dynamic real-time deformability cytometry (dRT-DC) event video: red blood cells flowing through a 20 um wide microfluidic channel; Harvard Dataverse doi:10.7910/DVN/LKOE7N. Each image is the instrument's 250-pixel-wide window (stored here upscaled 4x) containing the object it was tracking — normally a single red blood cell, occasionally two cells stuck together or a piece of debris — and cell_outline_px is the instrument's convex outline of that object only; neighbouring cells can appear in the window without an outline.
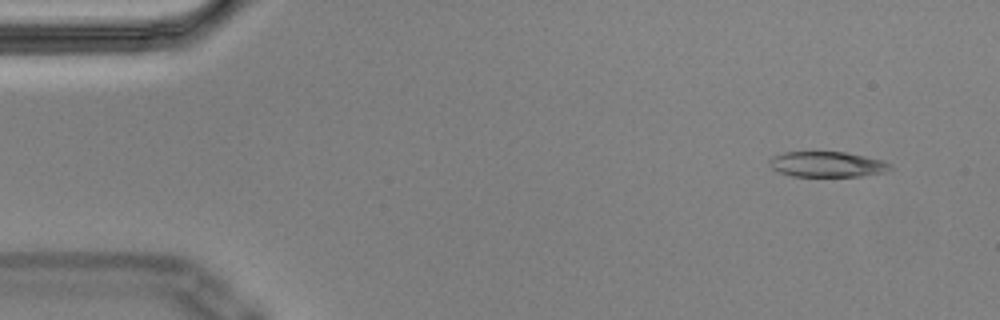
{"species": "Egyptian fruit bat (a non-hibernating species)", "species_latin": "Rousettus aegyptiacus", "temperature_condition": "cold", "stored_images_in_passage": 55, "camera_frame_rate_fps": 3000, "um_per_image_px": 0.085, "animal": {"sex": "male"}, "frame": {"image": 1, "passage_image": 4, "time_ms": 1.0, "image_size_px": [1000, 320], "cell_outline_px": [[892, 168], [884, 172], [860, 176], [792, 176], [780, 172], [772, 168], [768, 164], [768, 160], [772, 156], [784, 152], [844, 152], [884, 160], [892, 164]], "centroid_in_image_um": [70.3, 13.96], "position_along_channel_um": 14.7, "area_um2": 17.92}}
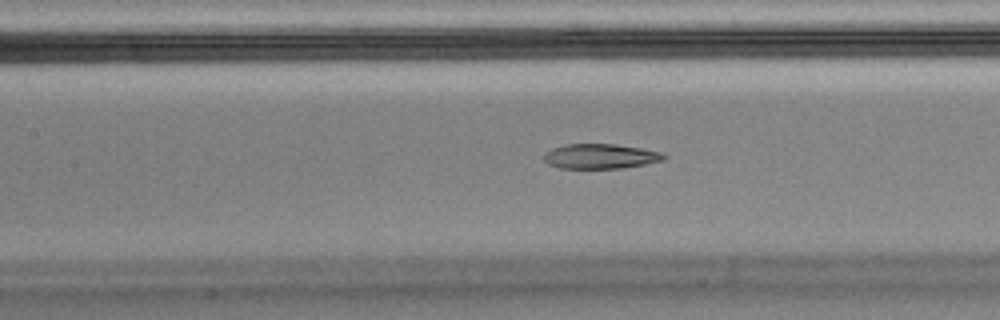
{"frame": {"image": 2, "passage_image": 24, "time_ms": 7.667, "image_size_px": [1000, 320], "cell_outline_px": [[668, 156], [664, 160], [644, 164], [620, 168], [560, 168], [548, 164], [544, 160], [544, 152], [552, 148], [564, 144], [616, 144], [640, 148], [660, 152]], "centroid_in_image_um": [51.0, 13.28], "position_along_channel_um": 156.4, "area_um2": 17.34}}
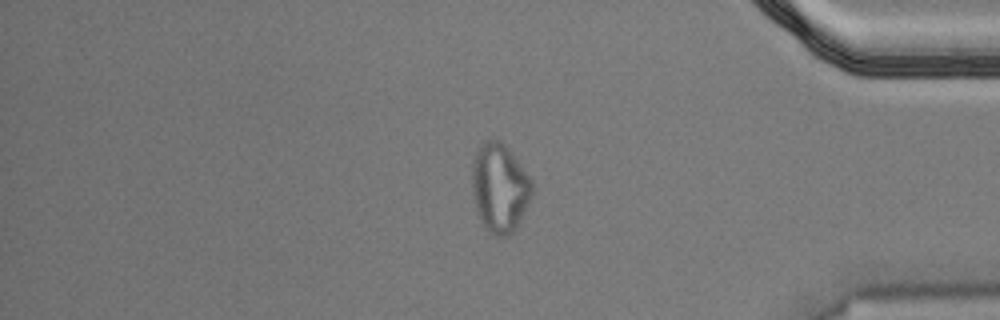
{"frame": {"image": 3, "passage_image": 46, "time_ms": 15.0, "image_size_px": [1000, 320], "cell_outline_px": [[532, 192], [528, 204], [516, 228], [508, 236], [496, 236], [488, 232], [484, 228], [480, 220], [476, 208], [472, 192], [472, 160], [476, 148], [484, 140], [500, 140], [512, 152], [532, 180]], "centroid_in_image_um": [42.45, 15.95], "position_along_channel_um": 392.8, "area_um2": 31.33}, "authors_computed_cell_mechanics": {"area_um2": 19.2474, "velocity_mm_per_s": 3.595, "shape_relaxation_time_tau1_ms": null, "shape_relaxation_time_tau2_ms": 3.2972, "deformation_change_tau1": null, "deformation_change_tau2": 0.1061}}